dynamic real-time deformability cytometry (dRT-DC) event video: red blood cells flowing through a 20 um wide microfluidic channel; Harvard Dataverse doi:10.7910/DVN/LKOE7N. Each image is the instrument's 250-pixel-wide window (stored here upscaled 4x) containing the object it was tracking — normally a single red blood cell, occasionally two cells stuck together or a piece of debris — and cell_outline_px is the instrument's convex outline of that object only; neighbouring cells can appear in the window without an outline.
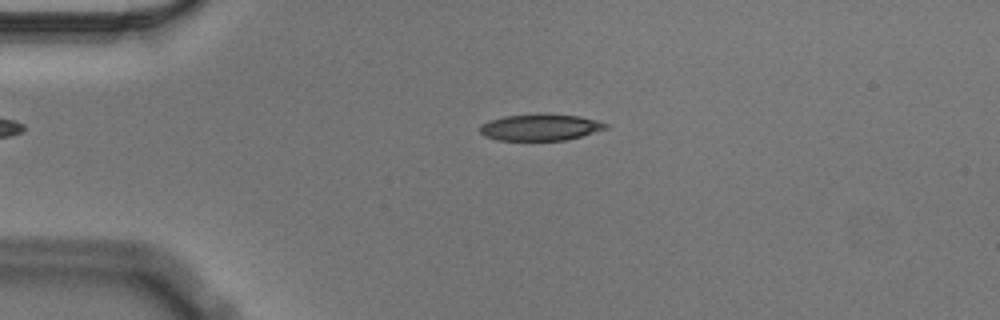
{"species": "Egyptian fruit bat (a non-hibernating species)", "species_latin": "Rousettus aegyptiacus", "temperature_condition": "cold", "stored_images_in_passage": 47, "camera_frame_rate_fps": 3000, "um_per_image_px": 0.085, "animal": {"sex": "male"}, "frame": {"image": 1, "passage_image": 4, "time_ms": 1.0, "image_size_px": [1000, 320], "cell_outline_px": [[608, 128], [580, 136], [564, 140], [496, 140], [484, 136], [480, 132], [480, 124], [488, 120], [504, 116], [580, 116], [596, 120], [608, 124]], "centroid_in_image_um": [45.88, 10.85], "position_along_channel_um": 39.1, "area_um2": 18.67}}
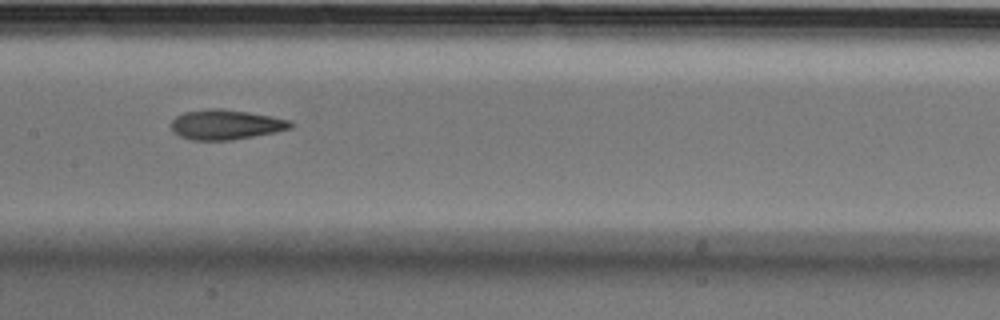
{"frame": {"image": 2, "passage_image": 19, "time_ms": 6.0, "image_size_px": [1000, 320], "cell_outline_px": [[296, 124], [292, 128], [276, 132], [232, 140], [188, 140], [180, 136], [172, 128], [172, 120], [176, 116], [184, 112], [208, 108], [220, 108], [248, 112], [272, 116], [292, 120]], "centroid_in_image_um": [19.25, 10.59], "position_along_channel_um": 188.2, "area_um2": 20.98}}
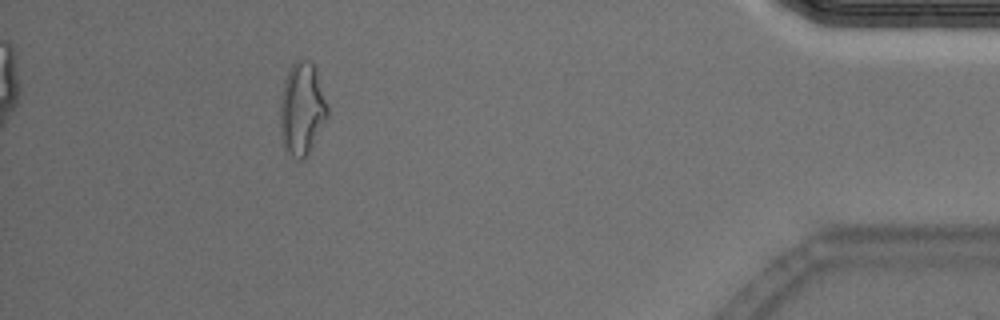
{"frame": {"image": 3, "passage_image": 42, "time_ms": 13.667, "image_size_px": [1000, 320], "cell_outline_px": [[328, 116], [308, 156], [304, 160], [296, 160], [284, 148], [280, 128], [280, 100], [284, 80], [288, 68], [296, 60], [308, 60], [316, 68], [328, 108]], "centroid_in_image_um": [25.66, 9.28], "position_along_channel_um": 409.5, "area_um2": 25.84}, "authors_computed_cell_mechanics": {"area_um2": 20.6346, "velocity_mm_per_s": 3.5739, "shape_relaxation_time_tau1_ms": 5.779, "shape_relaxation_time_tau2_ms": 2.0514, "deformation_change_tau1": 0.173, "deformation_change_tau2": 0.1054}}